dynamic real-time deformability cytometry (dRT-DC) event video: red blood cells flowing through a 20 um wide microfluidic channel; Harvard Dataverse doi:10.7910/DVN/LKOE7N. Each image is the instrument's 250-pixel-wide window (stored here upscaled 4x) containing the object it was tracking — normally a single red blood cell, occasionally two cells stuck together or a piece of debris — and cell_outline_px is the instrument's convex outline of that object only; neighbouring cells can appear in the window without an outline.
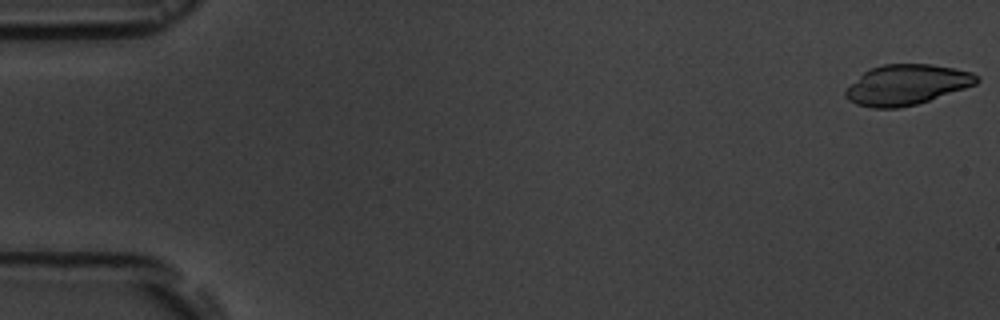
{"species": "common noctule bat (a hibernating species)", "species_latin": "Nyctalus noctula", "temperature_condition": "room temperature", "stored_images_in_passage": 56, "camera_frame_rate_fps": 3000, "um_per_image_px": 0.085, "animal": {"sex": "male", "body_mass_g": 19.5, "forearm_length_mm": 54.6}, "frame": {"image": 1, "passage_image": 1, "time_ms": 0.0, "image_size_px": [1000, 320], "cell_outline_px": [[980, 80], [976, 84], [916, 104], [900, 108], [872, 108], [856, 104], [848, 100], [844, 96], [844, 92], [864, 72], [872, 68], [884, 64], [932, 64], [972, 72], [980, 76]], "centroid_in_image_um": [77.07, 7.2], "position_along_channel_um": 7.9, "area_um2": 30.46}}